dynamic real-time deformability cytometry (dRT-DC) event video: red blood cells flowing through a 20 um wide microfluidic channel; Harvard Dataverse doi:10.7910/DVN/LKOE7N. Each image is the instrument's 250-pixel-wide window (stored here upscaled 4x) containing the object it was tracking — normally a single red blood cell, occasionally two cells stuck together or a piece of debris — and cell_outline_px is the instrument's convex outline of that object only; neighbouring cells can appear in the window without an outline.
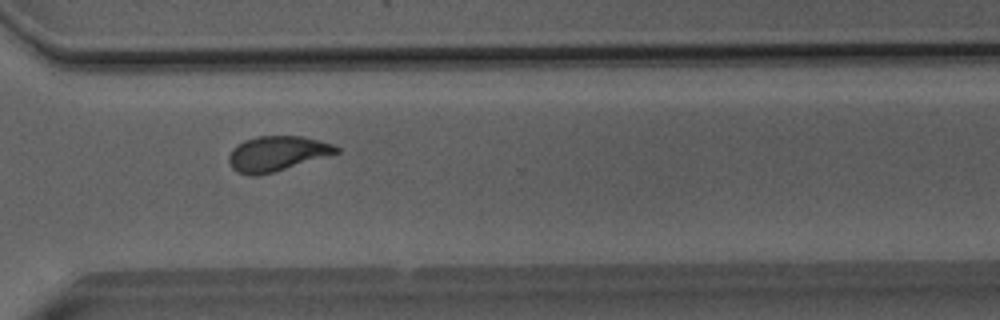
{"species": "Egyptian fruit bat (a non-hibernating species)", "species_latin": "Rousettus aegyptiacus", "temperature_condition": "room temperature", "stored_images_in_passage": 48, "camera_frame_rate_fps": 3000, "um_per_image_px": 0.085, "animal": {"sex": "male"}, "frame": {"image": 1, "passage_image": 35, "time_ms": 11.333, "image_size_px": [1000, 320], "cell_outline_px": [[340, 152], [272, 172], [256, 176], [248, 176], [236, 172], [232, 168], [228, 160], [228, 156], [232, 148], [236, 144], [244, 140], [256, 136], [304, 136], [332, 144], [340, 148]], "centroid_in_image_um": [23.49, 13.05], "position_along_channel_um": 347.1, "area_um2": 21.91}}
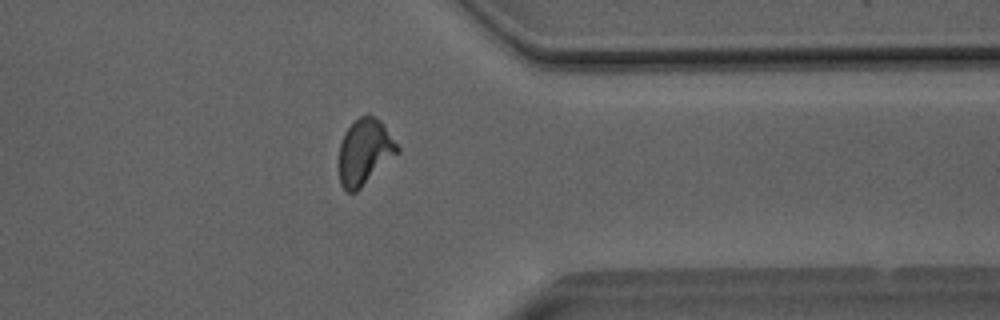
{"frame": {"image": 2, "passage_image": 38, "time_ms": 12.333, "image_size_px": [1000, 320], "cell_outline_px": [[400, 152], [356, 192], [348, 192], [340, 184], [340, 144], [344, 132], [360, 116], [372, 116], [380, 120], [384, 124], [400, 148]], "centroid_in_image_um": [31.02, 12.92], "position_along_channel_um": 380.4, "area_um2": 22.2}}
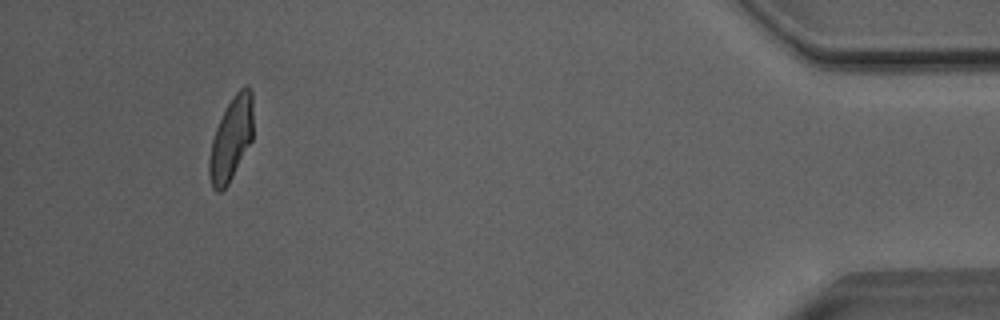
{"frame": {"image": 3, "passage_image": 45, "time_ms": 14.667, "image_size_px": [1000, 320], "cell_outline_px": [[252, 140], [228, 184], [220, 192], [216, 192], [212, 188], [208, 176], [208, 160], [212, 140], [216, 128], [232, 96], [244, 84], [248, 84], [252, 92]], "centroid_in_image_um": [19.63, 11.81], "position_along_channel_um": 415.6, "area_um2": 21.33}, "authors_computed_cell_mechanics": {"area_um2": 22.2241, "velocity_mm_per_s": 4.0663, "shape_relaxation_time_tau1_ms": 6.6579, "shape_relaxation_time_tau2_ms": 1.6604, "deformation_change_tau1": 0.2066, "deformation_change_tau2": 0.0903}}